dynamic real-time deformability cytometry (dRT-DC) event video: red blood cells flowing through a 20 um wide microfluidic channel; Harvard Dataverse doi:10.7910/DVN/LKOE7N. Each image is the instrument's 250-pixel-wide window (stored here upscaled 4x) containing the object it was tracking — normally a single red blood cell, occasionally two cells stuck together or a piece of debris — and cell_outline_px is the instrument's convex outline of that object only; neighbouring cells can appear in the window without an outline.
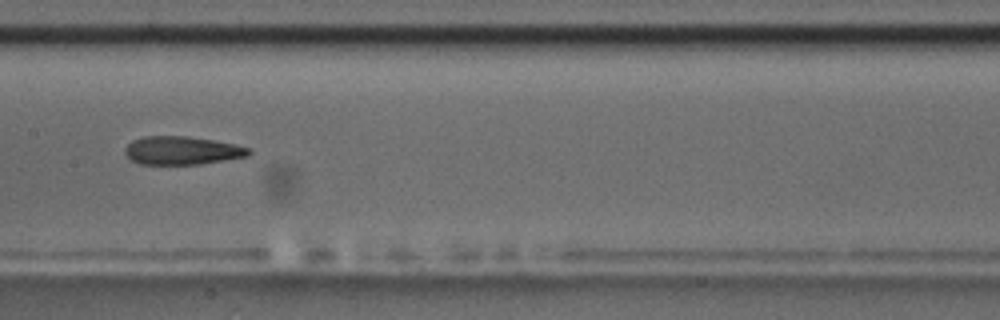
{"species": "common noctule bat (a hibernating species)", "species_latin": "Nyctalus noctula", "temperature_condition": "room temperature", "stored_images_in_passage": 15, "camera_frame_rate_fps": 3000, "um_per_image_px": 0.085, "animal": {"sex": "male", "body_mass_g": 17.5, "forearm_length_mm": 52.3}, "frame": {"image": 1, "passage_image": 7, "time_ms": 7.667, "image_size_px": [1000, 320], "cell_outline_px": [[252, 152], [248, 156], [200, 164], [140, 164], [132, 160], [124, 152], [124, 148], [132, 140], [144, 136], [188, 136], [236, 144], [252, 148]], "centroid_in_image_um": [15.49, 12.79], "position_along_channel_um": 191.9, "area_um2": 20.46}}
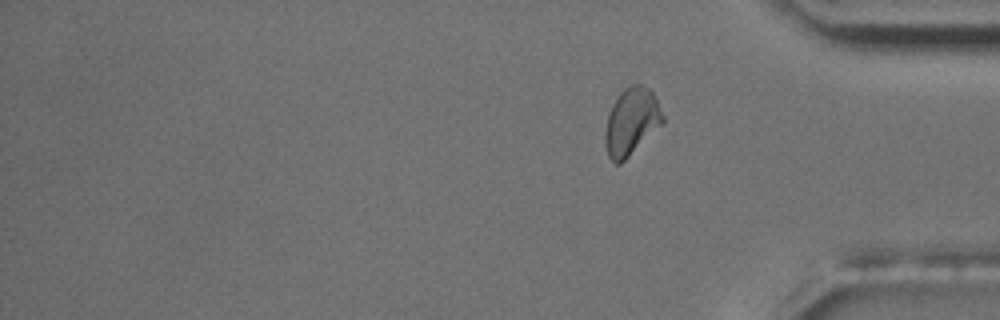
{"frame": {"image": 2, "passage_image": 15, "time_ms": 17.667, "image_size_px": [1000, 320], "cell_outline_px": [[664, 120], [620, 164], [616, 164], [608, 156], [604, 144], [604, 132], [608, 116], [612, 104], [616, 96], [624, 88], [632, 84], [644, 84], [652, 88], [656, 96], [664, 116]], "centroid_in_image_um": [53.65, 10.27], "position_along_channel_um": 381.5, "area_um2": 22.48}, "authors_computed_cell_mechanics": {"area_um2": 21.097, "velocity_mm_per_s": 3.6862, "shape_relaxation_time_tau1_ms": 6.893, "shape_relaxation_time_tau2_ms": 3.1559, "deformation_change_tau1": 0.1513, "deformation_change_tau2": 0.1123}}